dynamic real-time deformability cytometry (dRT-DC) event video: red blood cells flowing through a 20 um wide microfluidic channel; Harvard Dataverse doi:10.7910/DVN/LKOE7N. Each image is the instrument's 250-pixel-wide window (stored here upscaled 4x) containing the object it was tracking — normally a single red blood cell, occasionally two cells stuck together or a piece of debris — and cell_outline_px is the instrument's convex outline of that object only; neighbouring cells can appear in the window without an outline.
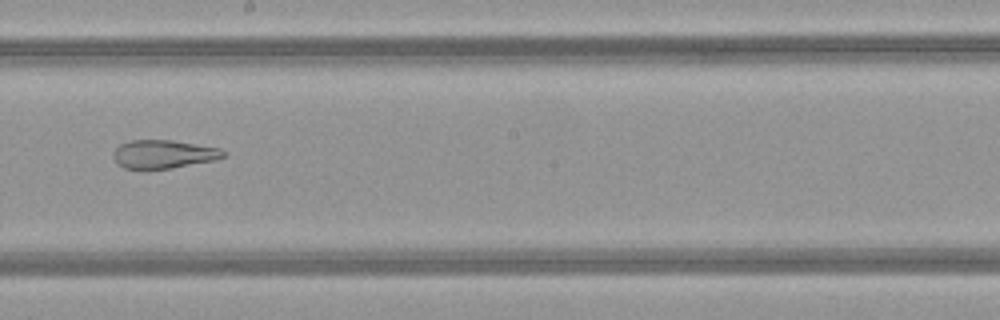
{"species": "common noctule bat (a hibernating species)", "species_latin": "Nyctalus noctula", "temperature_condition": "warm", "stored_images_in_passage": 32, "camera_frame_rate_fps": 3000, "um_per_image_px": 0.085, "animal": {"sex": "female", "body_mass_g": 21.9}, "frame": {"image": 1, "passage_image": 28, "time_ms": 9.0, "image_size_px": [1000, 320], "cell_outline_px": [[224, 156], [216, 160], [172, 168], [140, 172], [124, 168], [116, 164], [112, 156], [112, 152], [120, 144], [132, 140], [172, 140], [220, 148], [224, 152]], "centroid_in_image_um": [13.81, 13.15], "position_along_channel_um": 234.4, "area_um2": 18.84}}